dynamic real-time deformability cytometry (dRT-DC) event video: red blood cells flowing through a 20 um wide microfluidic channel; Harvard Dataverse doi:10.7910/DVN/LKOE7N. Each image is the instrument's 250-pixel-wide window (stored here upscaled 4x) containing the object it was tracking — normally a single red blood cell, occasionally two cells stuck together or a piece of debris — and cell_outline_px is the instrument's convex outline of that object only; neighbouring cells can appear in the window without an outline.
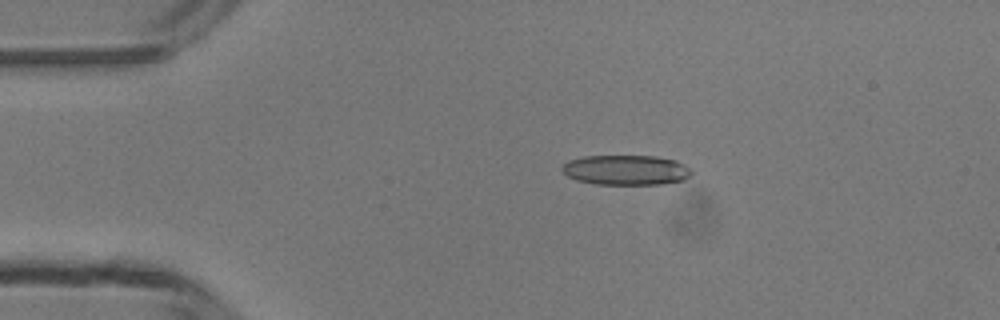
{"species": "common noctule bat (a hibernating species)", "species_latin": "Nyctalus noctula", "temperature_condition": "room temperature", "stored_images_in_passage": 3, "camera_frame_rate_fps": 3000, "um_per_image_px": 0.085, "animal": {"sex": "male", "body_mass_g": 13.3}, "frame": {"image": 1, "passage_image": 2, "time_ms": 1.0, "image_size_px": [1000, 320], "cell_outline_px": [[692, 172], [684, 180], [660, 184], [596, 184], [576, 180], [568, 176], [560, 168], [568, 160], [584, 156], [656, 156], [676, 160], [684, 164]], "centroid_in_image_um": [53.19, 14.44], "position_along_channel_um": 31.8, "area_um2": 22.54}}